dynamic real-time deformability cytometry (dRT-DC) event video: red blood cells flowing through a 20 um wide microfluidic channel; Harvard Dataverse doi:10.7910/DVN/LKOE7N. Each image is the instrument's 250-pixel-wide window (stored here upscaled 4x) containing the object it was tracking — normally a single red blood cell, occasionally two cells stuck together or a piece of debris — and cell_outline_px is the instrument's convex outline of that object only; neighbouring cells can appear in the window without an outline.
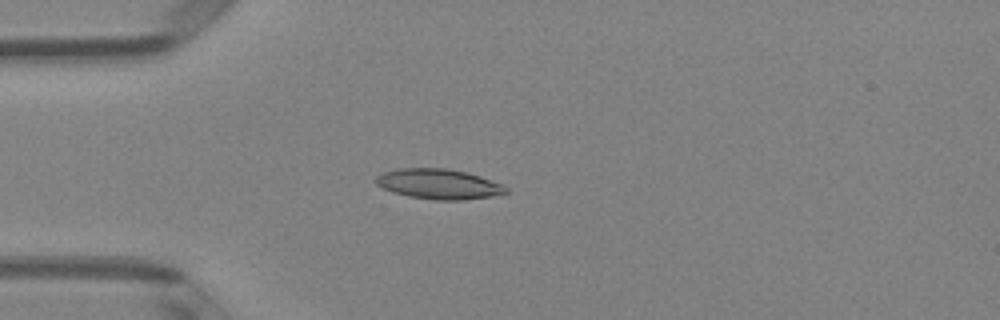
{"species": "Egyptian fruit bat (a non-hibernating species)", "species_latin": "Rousettus aegyptiacus", "temperature_condition": "room temperature", "stored_images_in_passage": 51, "camera_frame_rate_fps": 3000, "um_per_image_px": 0.085, "animal": {"sex": "female"}, "frame": {"image": 1, "passage_image": 14, "time_ms": 4.333, "image_size_px": [1000, 320], "cell_outline_px": [[508, 192], [492, 196], [464, 200], [436, 200], [408, 196], [392, 192], [376, 184], [376, 176], [380, 172], [396, 168], [444, 168], [468, 172], [504, 184], [508, 188]], "centroid_in_image_um": [37.29, 15.63], "position_along_channel_um": 47.7, "area_um2": 23.06}}
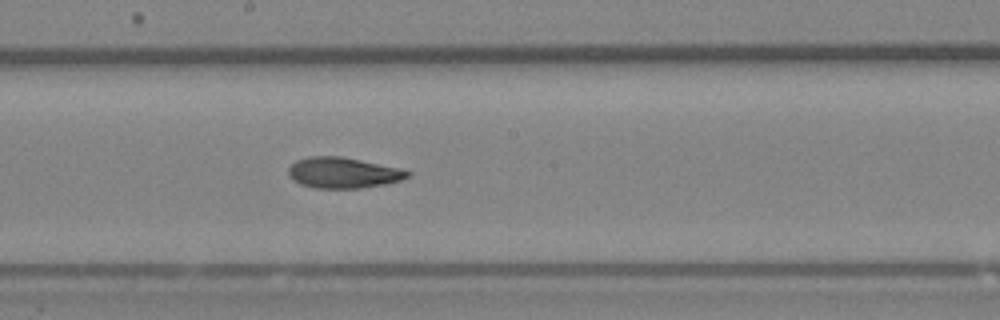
{"frame": {"image": 2, "passage_image": 28, "time_ms": 9.0, "image_size_px": [1000, 320], "cell_outline_px": [[412, 176], [400, 180], [384, 184], [360, 188], [312, 188], [300, 184], [288, 176], [288, 168], [296, 160], [308, 156], [340, 156], [400, 168], [412, 172]], "centroid_in_image_um": [29.15, 14.68], "position_along_channel_um": 219.0, "area_um2": 21.44}}
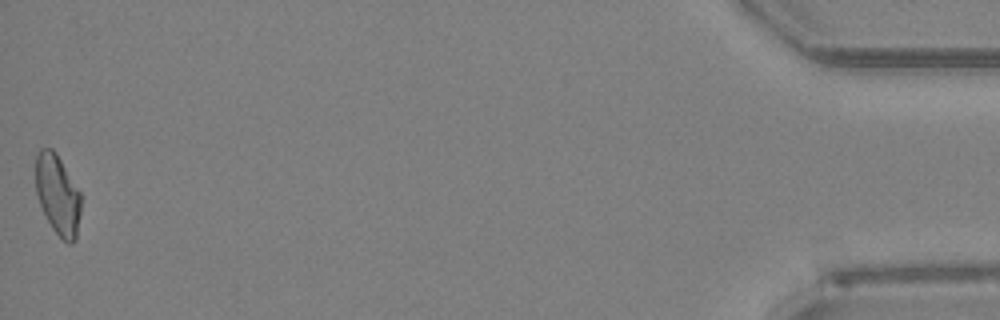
{"frame": {"image": 3, "passage_image": 51, "time_ms": 16.667, "image_size_px": [1000, 320], "cell_outline_px": [[80, 212], [76, 240], [72, 244], [68, 244], [52, 228], [40, 204], [36, 192], [36, 156], [40, 148], [52, 148], [56, 152], [80, 192]], "centroid_in_image_um": [4.91, 16.54], "position_along_channel_um": 430.3, "area_um2": 20.92}, "authors_computed_cell_mechanics": {"area_um2": 21.5594, "velocity_mm_per_s": 3.9946, "shape_relaxation_time_tau1_ms": 6.9915, "shape_relaxation_time_tau2_ms": 3.9741, "deformation_change_tau1": 0.1904, "deformation_change_tau2": 0.1242}}